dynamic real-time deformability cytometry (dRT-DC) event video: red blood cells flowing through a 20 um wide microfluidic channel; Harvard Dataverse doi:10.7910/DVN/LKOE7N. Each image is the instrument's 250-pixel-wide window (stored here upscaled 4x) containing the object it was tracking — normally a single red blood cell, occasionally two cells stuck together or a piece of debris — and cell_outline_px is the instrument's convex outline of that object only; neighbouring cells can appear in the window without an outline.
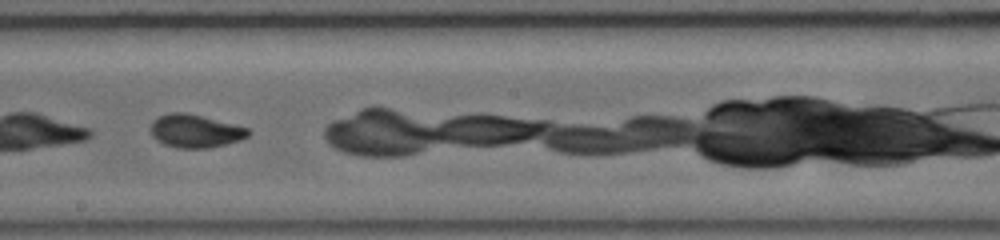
{"species": "common noctule bat (a hibernating species)", "species_latin": "Nyctalus noctula", "temperature_condition": "warm", "stored_images_in_passage": 12, "camera_frame_rate_fps": 5000, "um_per_image_px": 0.085, "animal": {"sex": "female", "body_mass_g": 19.0, "forearm_length_mm": 56.7}, "frame": {"image": 1, "passage_image": 6, "time_ms": 3.8, "image_size_px": [1000, 240], "cell_outline_px": [[252, 132], [248, 136], [240, 140], [208, 148], [176, 148], [164, 144], [156, 140], [152, 136], [148, 128], [152, 120], [168, 112], [184, 112], [248, 128]], "centroid_in_image_um": [16.53, 11.14], "position_along_channel_um": 231.7, "area_um2": 18.84}}
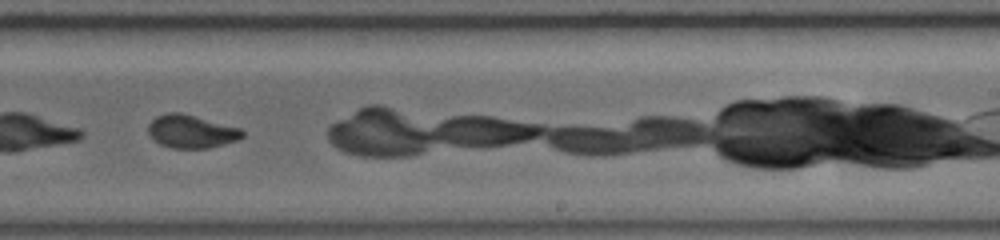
{"frame": {"image": 2, "passage_image": 7, "time_ms": 4.8, "image_size_px": [1000, 240], "cell_outline_px": [[244, 136], [236, 140], [224, 144], [208, 148], [172, 148], [160, 144], [148, 132], [148, 124], [156, 116], [168, 112], [180, 112], [240, 128], [244, 132]], "centroid_in_image_um": [16.25, 11.17], "position_along_channel_um": 272.7, "area_um2": 17.98}}